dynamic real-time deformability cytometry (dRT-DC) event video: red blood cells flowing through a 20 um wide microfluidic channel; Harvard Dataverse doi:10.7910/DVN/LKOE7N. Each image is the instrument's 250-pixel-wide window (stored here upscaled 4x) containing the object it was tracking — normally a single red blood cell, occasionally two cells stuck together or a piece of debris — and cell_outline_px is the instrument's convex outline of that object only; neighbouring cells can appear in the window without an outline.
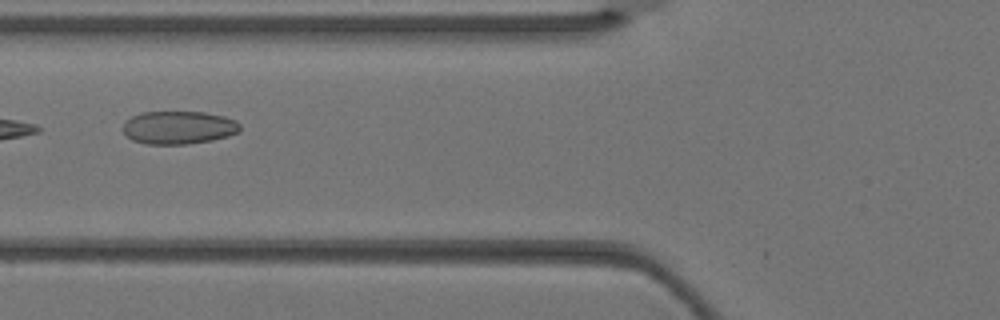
{"species": "Egyptian fruit bat (a non-hibernating species)", "species_latin": "Rousettus aegyptiacus", "temperature_condition": "warm", "stored_images_in_passage": 3, "camera_frame_rate_fps": 3000, "um_per_image_px": 0.085, "animal": {"sex": "female"}, "frame": {"image": 1, "passage_image": 3, "time_ms": 0.667, "image_size_px": [1000, 320], "cell_outline_px": [[240, 132], [228, 136], [212, 140], [188, 144], [148, 144], [132, 140], [120, 128], [132, 116], [140, 112], [204, 112], [224, 116], [236, 120], [240, 124]], "centroid_in_image_um": [15.2, 10.84], "position_along_channel_um": 110.6, "area_um2": 22.66}}